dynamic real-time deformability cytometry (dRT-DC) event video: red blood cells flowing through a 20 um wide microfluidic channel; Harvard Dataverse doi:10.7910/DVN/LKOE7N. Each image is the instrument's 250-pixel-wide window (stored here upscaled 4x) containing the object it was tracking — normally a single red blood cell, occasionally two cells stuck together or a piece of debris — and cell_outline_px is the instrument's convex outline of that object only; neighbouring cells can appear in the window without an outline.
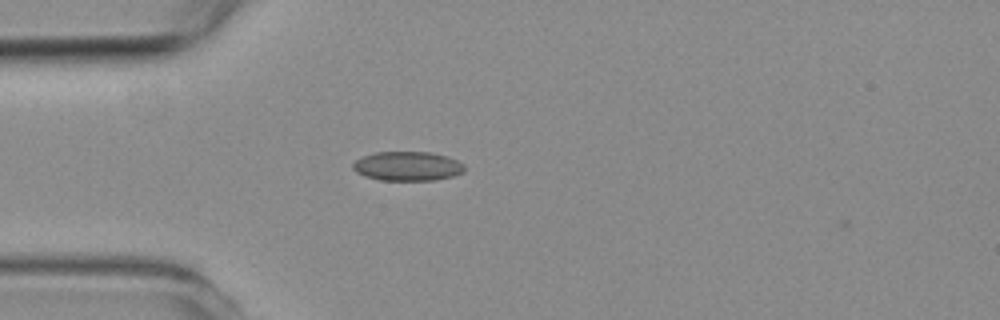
{"species": "common noctule bat (a hibernating species)", "species_latin": "Nyctalus noctula", "temperature_condition": "room temperature", "stored_images_in_passage": 2, "camera_frame_rate_fps": 3000, "um_per_image_px": 0.085, "animal": {"sex": "female", "body_mass_g": 19.3, "forearm_length_mm": 54.1}, "frame": {"image": 1, "passage_image": 2, "time_ms": 1.0, "image_size_px": [1000, 320], "cell_outline_px": [[464, 172], [452, 176], [436, 180], [380, 180], [364, 176], [356, 172], [352, 168], [352, 164], [356, 160], [364, 156], [376, 152], [428, 152], [444, 156], [456, 160], [464, 164]], "centroid_in_image_um": [34.62, 14.13], "position_along_channel_um": 50.4, "area_um2": 18.9}}